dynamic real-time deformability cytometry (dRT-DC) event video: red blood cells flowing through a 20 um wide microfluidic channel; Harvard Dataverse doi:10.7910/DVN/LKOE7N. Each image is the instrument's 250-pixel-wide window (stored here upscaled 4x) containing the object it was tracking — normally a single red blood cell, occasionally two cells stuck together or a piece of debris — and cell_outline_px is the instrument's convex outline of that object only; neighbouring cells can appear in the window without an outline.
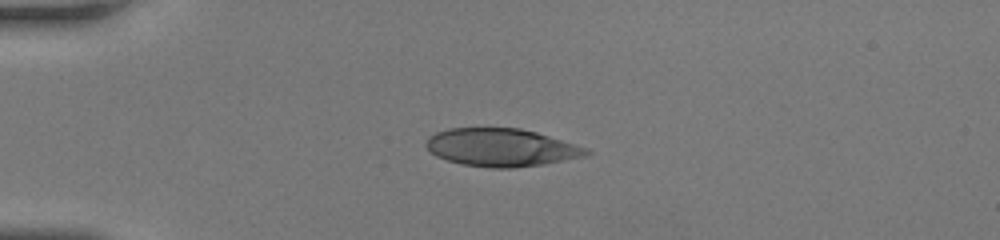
{"species": "human", "species_latin": "Homo sapiens", "temperature_condition": "room temperature", "stored_images_in_passage": 30, "camera_frame_rate_fps": 3000, "um_per_image_px": 0.085, "donor": {"sex": "female"}, "frame": {"image": 1, "passage_image": 1, "time_ms": 0.0, "image_size_px": [1000, 240], "cell_outline_px": [[592, 152], [588, 156], [544, 164], [516, 168], [492, 168], [460, 164], [436, 156], [424, 144], [428, 136], [436, 132], [448, 128], [520, 128], [536, 132], [588, 148]], "centroid_in_image_um": [42.62, 12.54], "position_along_channel_um": 42.4, "area_um2": 35.55}}
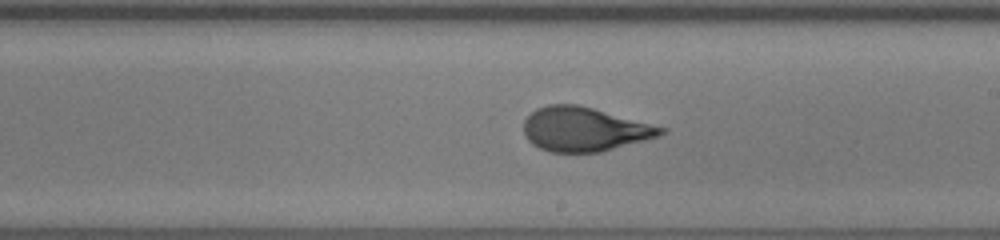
{"frame": {"image": 2, "passage_image": 17, "time_ms": 5.333, "image_size_px": [1000, 240], "cell_outline_px": [[668, 132], [660, 136], [600, 152], [552, 152], [540, 148], [532, 144], [524, 136], [524, 120], [536, 108], [548, 104], [576, 104], [592, 108], [668, 128]], "centroid_in_image_um": [49.68, 10.98], "position_along_channel_um": 239.3, "area_um2": 35.26}}
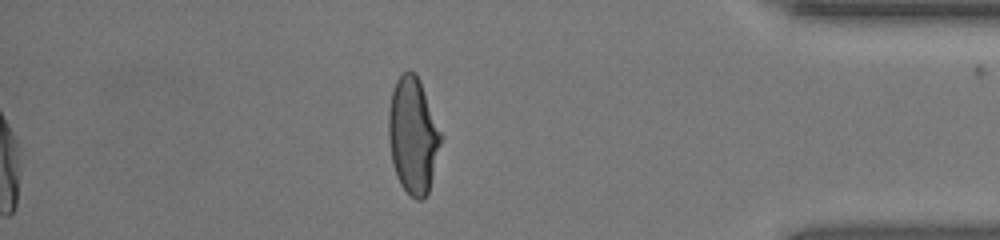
{"frame": {"image": 3, "passage_image": 30, "time_ms": 9.667, "image_size_px": [1000, 240], "cell_outline_px": [[440, 144], [428, 192], [424, 200], [416, 200], [400, 184], [396, 176], [392, 164], [388, 140], [388, 112], [392, 92], [396, 80], [408, 68], [416, 72], [420, 80], [440, 132]], "centroid_in_image_um": [35.06, 11.5], "position_along_channel_um": 400.1, "area_um2": 35.08}, "authors_computed_cell_mechanics": {"area_um2": 35.6915, "velocity_mm_per_s": 4.3968, "shape_relaxation_time_tau1_ms": 5.6391, "shape_relaxation_time_tau2_ms": 0.5976, "deformation_change_tau1": 0.2513, "deformation_change_tau2": 0.0718}}